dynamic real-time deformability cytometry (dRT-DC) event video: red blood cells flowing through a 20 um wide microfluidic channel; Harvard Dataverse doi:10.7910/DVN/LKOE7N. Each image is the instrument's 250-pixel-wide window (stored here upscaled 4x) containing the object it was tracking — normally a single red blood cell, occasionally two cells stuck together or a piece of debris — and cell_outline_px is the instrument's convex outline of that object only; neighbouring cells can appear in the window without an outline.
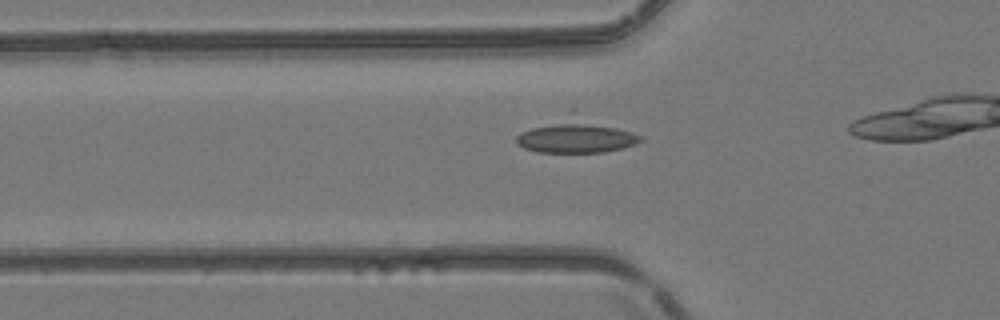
{"species": "common noctule bat (a hibernating species)", "species_latin": "Nyctalus noctula", "temperature_condition": "room temperature", "stored_images_in_passage": 10, "camera_frame_rate_fps": 3000, "um_per_image_px": 0.085, "animal": {"sex": "female", "body_mass_g": 24.6, "forearm_length_mm": 56.2}, "frame": {"image": 1, "passage_image": 5, "time_ms": 1.333, "image_size_px": [1000, 320], "cell_outline_px": [[644, 140], [636, 144], [624, 148], [604, 152], [536, 152], [524, 148], [516, 144], [516, 136], [520, 132], [572, 104], [632, 132], [640, 136]], "centroid_in_image_um": [48.94, 11.36], "position_along_channel_um": 76.9, "area_um2": 27.57}}
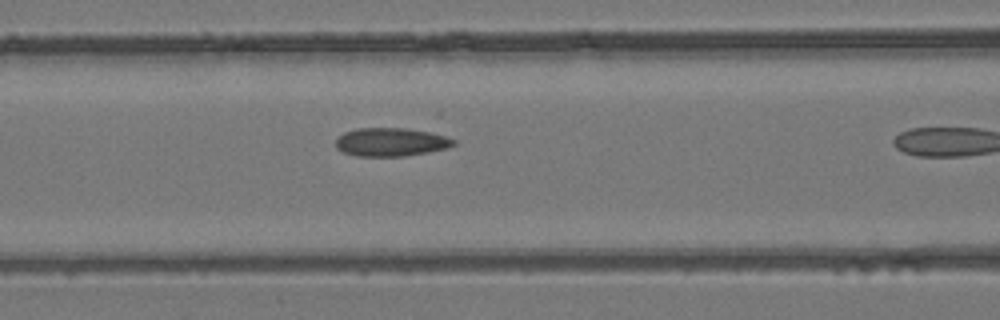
{"frame": {"image": 2, "passage_image": 9, "time_ms": 2.667, "image_size_px": [1000, 320], "cell_outline_px": [[456, 144], [448, 148], [428, 152], [404, 156], [356, 156], [344, 152], [336, 148], [336, 140], [344, 132], [356, 128], [404, 128], [428, 132], [444, 136], [456, 140]], "centroid_in_image_um": [33.22, 12.08], "position_along_channel_um": 133.4, "area_um2": 19.42}}